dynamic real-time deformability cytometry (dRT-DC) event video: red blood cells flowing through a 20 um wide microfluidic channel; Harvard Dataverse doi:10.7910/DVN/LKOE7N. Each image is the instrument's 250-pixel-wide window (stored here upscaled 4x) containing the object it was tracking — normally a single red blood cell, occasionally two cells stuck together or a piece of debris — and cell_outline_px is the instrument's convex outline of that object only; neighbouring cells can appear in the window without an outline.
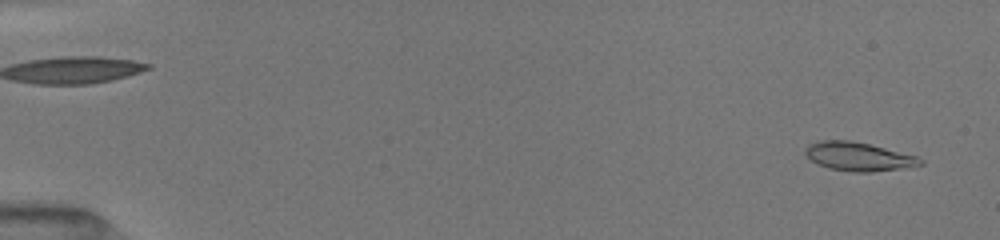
{"species": "common noctule bat (a hibernating species)", "species_latin": "Nyctalus noctula", "temperature_condition": "room temperature", "stored_images_in_passage": 51, "camera_frame_rate_fps": 3000, "um_per_image_px": 0.085, "animal": {"sex": "female", "body_mass_g": 19.5, "forearm_length_mm": 54.1}, "frame": {"image": 1, "passage_image": 2, "time_ms": 0.333, "image_size_px": [1000, 240], "cell_outline_px": [[924, 164], [900, 168], [872, 172], [852, 172], [828, 168], [812, 160], [804, 152], [804, 148], [808, 144], [816, 140], [852, 140], [916, 156], [924, 160]], "centroid_in_image_um": [72.93, 13.3], "position_along_channel_um": 12.1, "area_um2": 19.07}}
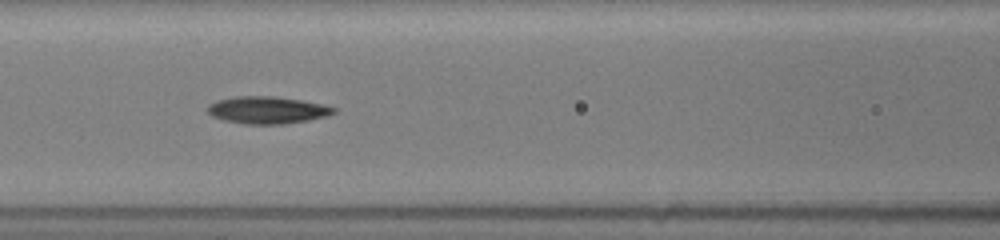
{"frame": {"image": 2, "passage_image": 23, "time_ms": 7.333, "image_size_px": [1000, 240], "cell_outline_px": [[336, 112], [328, 116], [308, 120], [284, 124], [244, 124], [224, 120], [212, 116], [208, 112], [208, 104], [216, 100], [232, 96], [276, 96], [324, 104], [336, 108]], "centroid_in_image_um": [22.72, 9.35], "position_along_channel_um": 143.9, "area_um2": 20.17}}
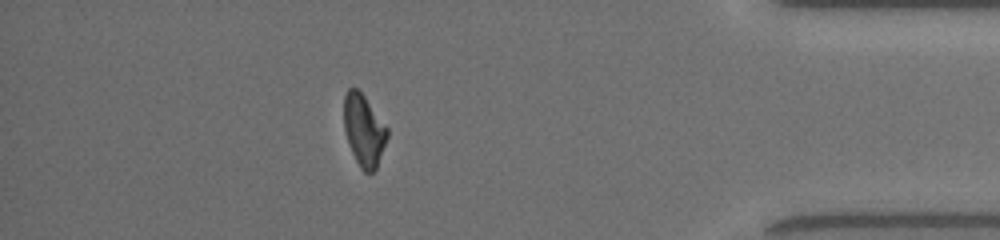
{"frame": {"image": 3, "passage_image": 45, "time_ms": 14.667, "image_size_px": [1000, 240], "cell_outline_px": [[388, 136], [376, 168], [372, 172], [364, 172], [360, 168], [352, 152], [344, 128], [344, 96], [348, 88], [356, 88], [364, 96], [388, 128]], "centroid_in_image_um": [30.93, 11.07], "position_along_channel_um": 404.3, "area_um2": 17.8}, "authors_computed_cell_mechanics": {"area_um2": 19.2474, "velocity_mm_per_s": 4.0402, "shape_relaxation_time_tau1_ms": 3.4072, "shape_relaxation_time_tau2_ms": 5.1241, "deformation_change_tau1": 0.1407, "deformation_change_tau2": 0.1258}}